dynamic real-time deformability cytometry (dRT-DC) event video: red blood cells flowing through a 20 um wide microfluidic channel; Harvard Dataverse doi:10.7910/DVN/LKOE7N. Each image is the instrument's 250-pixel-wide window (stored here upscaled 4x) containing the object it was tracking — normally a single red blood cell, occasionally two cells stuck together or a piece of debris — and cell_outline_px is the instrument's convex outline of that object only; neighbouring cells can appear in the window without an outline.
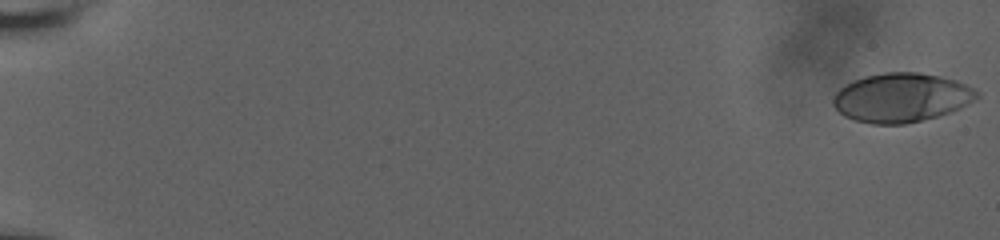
{"species": "human", "species_latin": "Homo sapiens", "temperature_condition": "room temperature", "stored_images_in_passage": 11, "camera_frame_rate_fps": 3000, "um_per_image_px": 0.085, "donor": {"sex": "male"}, "frame": {"image": 1, "passage_image": 1, "time_ms": 0.0, "image_size_px": [1000, 240], "cell_outline_px": [[980, 96], [960, 108], [936, 116], [904, 124], [872, 124], [856, 120], [844, 116], [832, 104], [832, 100], [836, 92], [840, 88], [852, 80], [864, 76], [884, 72], [916, 72], [940, 76], [956, 80], [980, 92]], "centroid_in_image_um": [76.59, 8.28], "position_along_channel_um": 8.4, "area_um2": 40.92}}
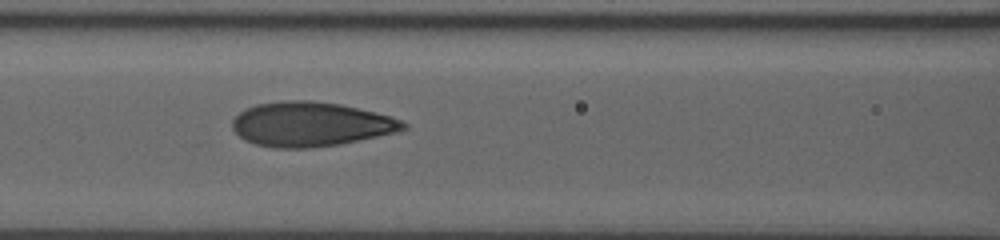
{"frame": {"image": 2, "passage_image": 10, "time_ms": 9.333, "image_size_px": [1000, 240], "cell_outline_px": [[408, 128], [396, 132], [340, 144], [312, 148], [276, 148], [256, 144], [244, 140], [232, 128], [232, 120], [240, 112], [256, 104], [284, 100], [308, 100], [340, 104], [388, 116], [400, 120], [408, 124]], "centroid_in_image_um": [26.38, 10.56], "position_along_channel_um": 140.2, "area_um2": 43.99}}
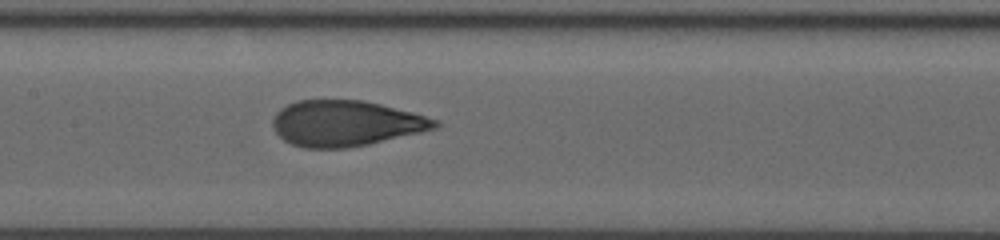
{"frame": {"image": 3, "passage_image": 11, "time_ms": 10.333, "image_size_px": [1000, 240], "cell_outline_px": [[440, 124], [436, 128], [420, 132], [368, 144], [344, 148], [304, 148], [292, 144], [284, 140], [272, 128], [272, 120], [276, 112], [280, 108], [296, 100], [364, 100], [380, 104], [424, 116], [436, 120]], "centroid_in_image_um": [29.32, 10.48], "position_along_channel_um": 178.1, "area_um2": 42.89}}